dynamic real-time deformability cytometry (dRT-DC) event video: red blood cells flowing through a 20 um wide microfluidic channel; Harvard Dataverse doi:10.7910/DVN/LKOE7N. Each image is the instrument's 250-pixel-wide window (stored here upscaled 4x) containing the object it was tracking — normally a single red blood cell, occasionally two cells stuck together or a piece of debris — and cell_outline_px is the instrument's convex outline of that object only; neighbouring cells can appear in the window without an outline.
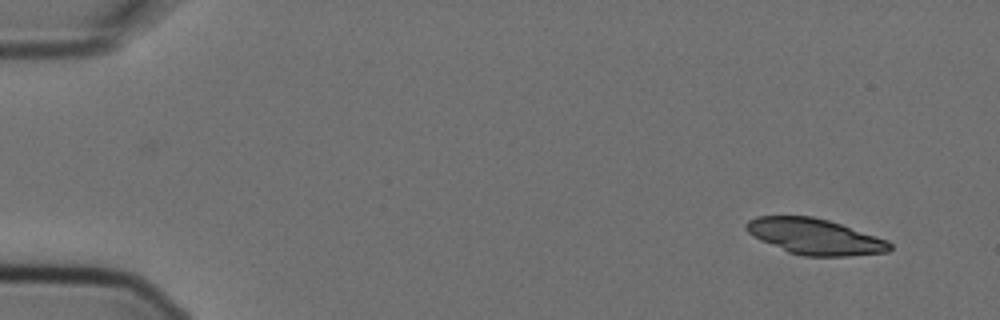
{"species": "Egyptian fruit bat (a non-hibernating species)", "species_latin": "Rousettus aegyptiacus", "temperature_condition": "cold", "stored_images_in_passage": 2, "camera_frame_rate_fps": 3000, "um_per_image_px": 0.085, "animal": {"sex": "female"}, "frame": {"image": 1, "passage_image": 2, "time_ms": 0.333, "image_size_px": [1000, 320], "cell_outline_px": [[892, 248], [888, 252], [848, 256], [804, 256], [788, 252], [760, 240], [752, 236], [744, 228], [744, 224], [748, 220], [756, 216], [812, 216], [828, 220], [888, 240], [892, 244]], "centroid_in_image_um": [69.24, 20.11], "position_along_channel_um": 15.8, "area_um2": 30.0}}